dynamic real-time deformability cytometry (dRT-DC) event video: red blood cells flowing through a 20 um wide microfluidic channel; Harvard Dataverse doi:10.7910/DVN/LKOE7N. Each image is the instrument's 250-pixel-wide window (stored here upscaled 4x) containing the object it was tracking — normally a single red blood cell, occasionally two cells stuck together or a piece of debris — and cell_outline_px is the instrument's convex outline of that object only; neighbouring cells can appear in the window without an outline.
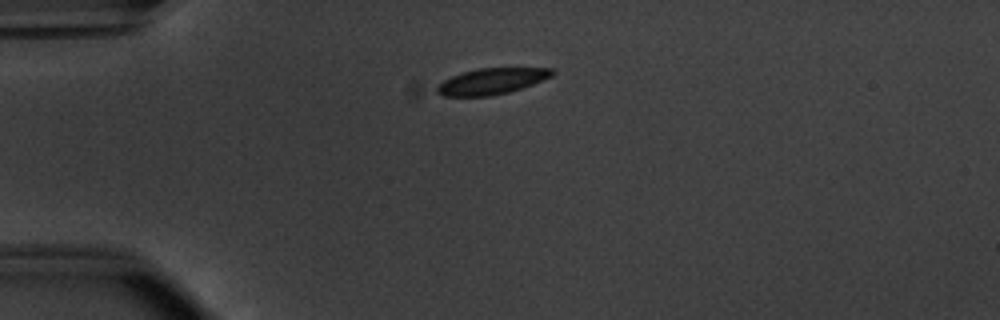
{"species": "common noctule bat (a hibernating species)", "species_latin": "Nyctalus noctula", "temperature_condition": "warm", "stored_images_in_passage": 35, "camera_frame_rate_fps": 3000, "um_per_image_px": 0.085, "animal": {"sex": "male", "body_mass_g": 20.1, "forearm_length_mm": 53.5}, "frame": {"image": 1, "passage_image": 1, "time_ms": 0.0, "image_size_px": [1000, 320], "cell_outline_px": [[556, 72], [552, 76], [532, 84], [508, 92], [488, 96], [444, 96], [436, 92], [436, 88], [444, 80], [460, 72], [480, 68], [552, 68]], "centroid_in_image_um": [41.78, 6.9], "position_along_channel_um": 43.2, "area_um2": 17.34}}
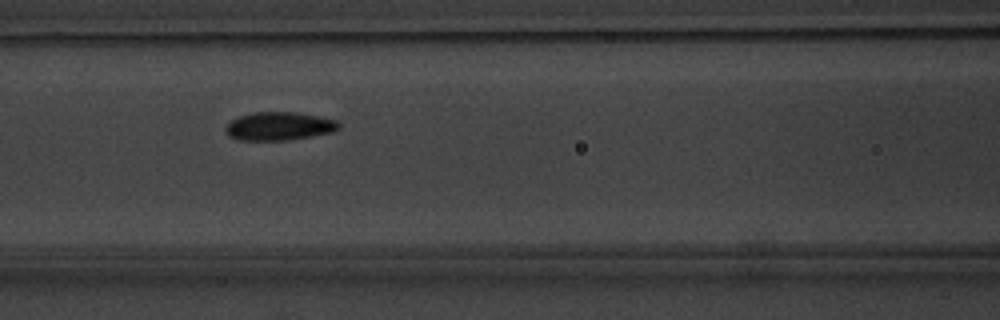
{"frame": {"image": 2, "passage_image": 11, "time_ms": 3.333, "image_size_px": [1000, 320], "cell_outline_px": [[340, 128], [332, 132], [312, 136], [288, 140], [236, 140], [228, 136], [224, 128], [232, 120], [240, 116], [252, 112], [296, 112], [336, 120], [340, 124]], "centroid_in_image_um": [23.7, 10.73], "position_along_channel_um": 142.9, "area_um2": 18.67}}
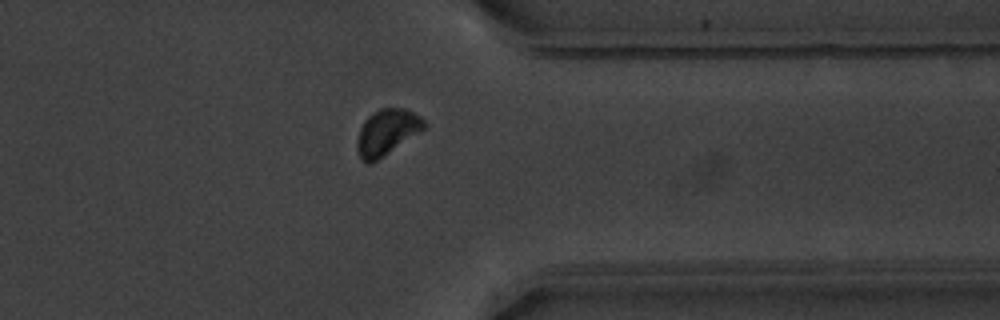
{"frame": {"image": 3, "passage_image": 30, "time_ms": 9.667, "image_size_px": [1000, 320], "cell_outline_px": [[428, 124], [424, 128], [372, 164], [368, 164], [360, 156], [356, 148], [356, 140], [360, 128], [364, 120], [372, 112], [380, 108], [404, 108], [420, 116]], "centroid_in_image_um": [32.85, 11.22], "position_along_channel_um": 378.5, "area_um2": 17.74}, "authors_computed_cell_mechanics": {"area_um2": 18.0336, "velocity_mm_per_s": 3.7919, "shape_relaxation_time_tau1_ms": 1.8662, "shape_relaxation_time_tau2_ms": null, "deformation_change_tau1": 0.0978, "deformation_change_tau2": null}}